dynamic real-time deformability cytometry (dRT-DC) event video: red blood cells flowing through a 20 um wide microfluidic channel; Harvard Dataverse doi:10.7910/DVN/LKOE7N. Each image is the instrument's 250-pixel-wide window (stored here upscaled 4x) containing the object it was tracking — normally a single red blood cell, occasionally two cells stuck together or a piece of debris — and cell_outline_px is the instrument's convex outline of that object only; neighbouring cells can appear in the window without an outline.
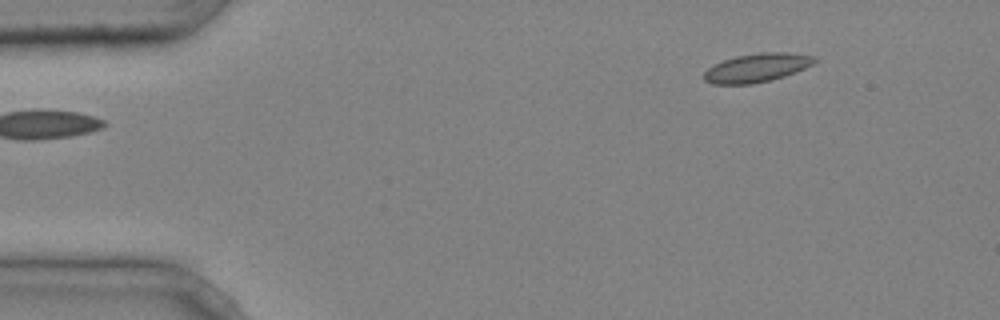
{"species": "common noctule bat (a hibernating species)", "species_latin": "Nyctalus noctula", "temperature_condition": "cold", "stored_images_in_passage": 3, "camera_frame_rate_fps": 3000, "um_per_image_px": 0.085, "animal": {"sex": "male", "body_mass_g": 20.4}, "frame": {"image": 1, "passage_image": 1, "time_ms": 0.0, "image_size_px": [1000, 320], "cell_outline_px": [[816, 60], [812, 64], [796, 72], [772, 80], [752, 84], [712, 84], [704, 80], [704, 72], [712, 64], [736, 56], [760, 52], [788, 52], [816, 56]], "centroid_in_image_um": [64.32, 5.76], "position_along_channel_um": 20.7, "area_um2": 18.55}}